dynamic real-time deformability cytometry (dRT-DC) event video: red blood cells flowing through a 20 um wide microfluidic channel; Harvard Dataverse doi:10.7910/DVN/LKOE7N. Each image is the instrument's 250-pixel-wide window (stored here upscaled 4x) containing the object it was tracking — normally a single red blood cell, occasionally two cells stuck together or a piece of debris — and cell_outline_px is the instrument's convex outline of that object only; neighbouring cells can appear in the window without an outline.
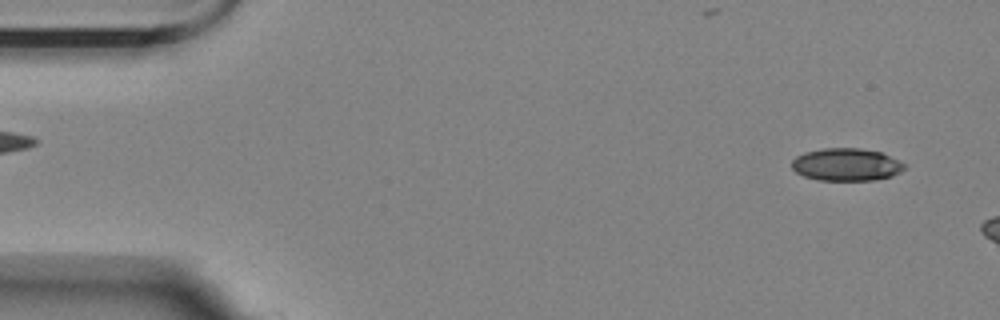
{"species": "Egyptian fruit bat (a non-hibernating species)", "species_latin": "Rousettus aegyptiacus", "temperature_condition": "room temperature", "stored_images_in_passage": 5, "camera_frame_rate_fps": 3000, "um_per_image_px": 0.085, "animal": {"sex": "female"}, "frame": {"image": 1, "passage_image": 3, "time_ms": 0.667, "image_size_px": [1000, 320], "cell_outline_px": [[908, 164], [900, 172], [892, 176], [872, 180], [816, 180], [804, 176], [796, 172], [792, 168], [792, 160], [796, 156], [804, 152], [824, 148], [860, 148], [880, 152]], "centroid_in_image_um": [71.94, 13.99], "position_along_channel_um": 13.1, "area_um2": 21.44}}